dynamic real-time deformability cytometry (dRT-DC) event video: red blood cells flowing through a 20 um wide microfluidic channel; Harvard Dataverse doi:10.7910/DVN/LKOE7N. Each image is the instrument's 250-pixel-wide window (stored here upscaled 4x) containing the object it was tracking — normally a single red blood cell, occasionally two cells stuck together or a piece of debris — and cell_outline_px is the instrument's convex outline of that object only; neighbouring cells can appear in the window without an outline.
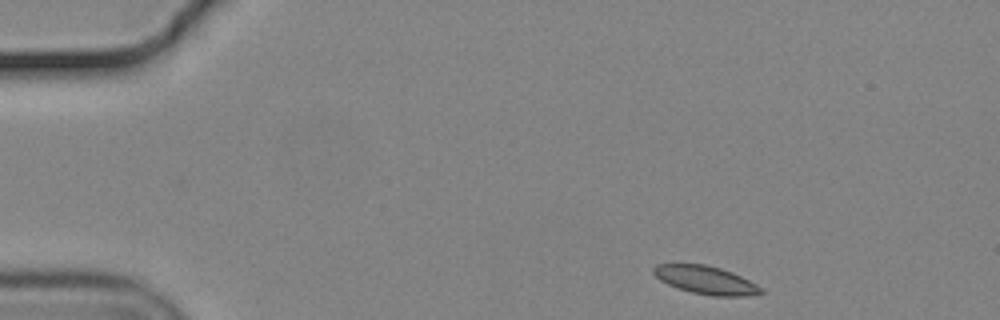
{"species": "common noctule bat (a hibernating species)", "species_latin": "Nyctalus noctula", "temperature_condition": "cold", "stored_images_in_passage": 37, "camera_frame_rate_fps": 3000, "um_per_image_px": 0.085, "animal": {"sex": "male", "body_mass_g": 19.2, "forearm_length_mm": 51.8}, "frame": {"image": 1, "passage_image": 1, "time_ms": 0.0, "image_size_px": [1000, 320], "cell_outline_px": [[764, 292], [748, 296], [712, 296], [692, 292], [668, 284], [660, 280], [652, 272], [652, 268], [656, 264], [704, 264], [720, 268], [732, 272], [764, 288]], "centroid_in_image_um": [60.0, 23.8], "position_along_channel_um": 25.0, "area_um2": 17.51}}
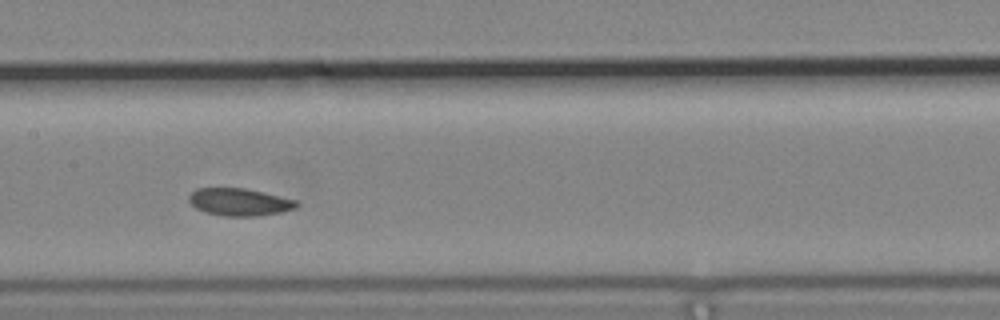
{"frame": {"image": 2, "passage_image": 21, "time_ms": 6.667, "image_size_px": [1000, 320], "cell_outline_px": [[300, 204], [296, 208], [280, 212], [256, 216], [224, 216], [208, 212], [196, 208], [188, 200], [188, 196], [196, 188], [244, 188], [296, 200]], "centroid_in_image_um": [20.35, 17.17], "position_along_channel_um": 187.1, "area_um2": 16.99}}
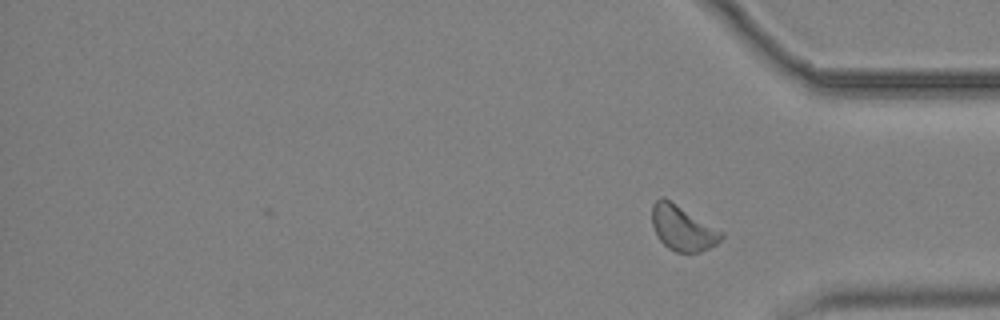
{"frame": {"image": 3, "passage_image": 37, "time_ms": 12.0, "image_size_px": [1000, 320], "cell_outline_px": [[724, 236], [716, 244], [700, 252], [676, 252], [668, 248], [656, 236], [652, 224], [652, 204], [660, 196], [664, 196], [724, 232]], "centroid_in_image_um": [58.0, 19.37], "position_along_channel_um": 377.2, "area_um2": 18.32}, "authors_computed_cell_mechanics": {"area_um2": 17.5134, "velocity_mm_per_s": 3.6431, "shape_relaxation_time_tau1_ms": 5.7406, "shape_relaxation_time_tau2_ms": null, "deformation_change_tau1": 0.089, "deformation_change_tau2": null}}